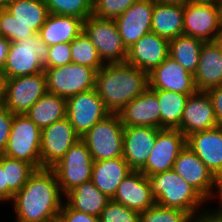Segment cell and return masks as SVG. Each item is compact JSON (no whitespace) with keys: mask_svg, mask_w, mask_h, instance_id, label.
<instances>
[{"mask_svg":"<svg viewBox=\"0 0 222 222\" xmlns=\"http://www.w3.org/2000/svg\"><path fill=\"white\" fill-rule=\"evenodd\" d=\"M211 99L215 118L219 127H222V85L206 90Z\"/></svg>","mask_w":222,"mask_h":222,"instance_id":"obj_42","label":"cell"},{"mask_svg":"<svg viewBox=\"0 0 222 222\" xmlns=\"http://www.w3.org/2000/svg\"><path fill=\"white\" fill-rule=\"evenodd\" d=\"M168 56L169 41L150 32L128 49L126 63L149 74Z\"/></svg>","mask_w":222,"mask_h":222,"instance_id":"obj_20","label":"cell"},{"mask_svg":"<svg viewBox=\"0 0 222 222\" xmlns=\"http://www.w3.org/2000/svg\"><path fill=\"white\" fill-rule=\"evenodd\" d=\"M66 99L47 92L25 114L41 130L66 118Z\"/></svg>","mask_w":222,"mask_h":222,"instance_id":"obj_30","label":"cell"},{"mask_svg":"<svg viewBox=\"0 0 222 222\" xmlns=\"http://www.w3.org/2000/svg\"><path fill=\"white\" fill-rule=\"evenodd\" d=\"M93 163L94 160L86 143L82 139H79L51 167L64 196L75 187L91 181Z\"/></svg>","mask_w":222,"mask_h":222,"instance_id":"obj_9","label":"cell"},{"mask_svg":"<svg viewBox=\"0 0 222 222\" xmlns=\"http://www.w3.org/2000/svg\"><path fill=\"white\" fill-rule=\"evenodd\" d=\"M50 14L66 15L85 20L92 16V0H44Z\"/></svg>","mask_w":222,"mask_h":222,"instance_id":"obj_35","label":"cell"},{"mask_svg":"<svg viewBox=\"0 0 222 222\" xmlns=\"http://www.w3.org/2000/svg\"><path fill=\"white\" fill-rule=\"evenodd\" d=\"M47 93L45 72L5 79L3 105L12 114L27 111Z\"/></svg>","mask_w":222,"mask_h":222,"instance_id":"obj_12","label":"cell"},{"mask_svg":"<svg viewBox=\"0 0 222 222\" xmlns=\"http://www.w3.org/2000/svg\"><path fill=\"white\" fill-rule=\"evenodd\" d=\"M65 202L74 210L91 214L96 217L102 213L108 196L95 187L92 181L83 183L65 195Z\"/></svg>","mask_w":222,"mask_h":222,"instance_id":"obj_29","label":"cell"},{"mask_svg":"<svg viewBox=\"0 0 222 222\" xmlns=\"http://www.w3.org/2000/svg\"><path fill=\"white\" fill-rule=\"evenodd\" d=\"M124 127L141 126L161 129V112L157 95L148 88L118 113Z\"/></svg>","mask_w":222,"mask_h":222,"instance_id":"obj_22","label":"cell"},{"mask_svg":"<svg viewBox=\"0 0 222 222\" xmlns=\"http://www.w3.org/2000/svg\"><path fill=\"white\" fill-rule=\"evenodd\" d=\"M49 12L44 0H16L0 8V33L10 42L39 33Z\"/></svg>","mask_w":222,"mask_h":222,"instance_id":"obj_3","label":"cell"},{"mask_svg":"<svg viewBox=\"0 0 222 222\" xmlns=\"http://www.w3.org/2000/svg\"><path fill=\"white\" fill-rule=\"evenodd\" d=\"M72 63L70 43H59L49 46L47 61L44 63V69L65 66Z\"/></svg>","mask_w":222,"mask_h":222,"instance_id":"obj_39","label":"cell"},{"mask_svg":"<svg viewBox=\"0 0 222 222\" xmlns=\"http://www.w3.org/2000/svg\"><path fill=\"white\" fill-rule=\"evenodd\" d=\"M42 130L25 114H14L10 136L3 155L41 169Z\"/></svg>","mask_w":222,"mask_h":222,"instance_id":"obj_6","label":"cell"},{"mask_svg":"<svg viewBox=\"0 0 222 222\" xmlns=\"http://www.w3.org/2000/svg\"><path fill=\"white\" fill-rule=\"evenodd\" d=\"M99 222H140V212L110 199L99 215Z\"/></svg>","mask_w":222,"mask_h":222,"instance_id":"obj_38","label":"cell"},{"mask_svg":"<svg viewBox=\"0 0 222 222\" xmlns=\"http://www.w3.org/2000/svg\"><path fill=\"white\" fill-rule=\"evenodd\" d=\"M63 197L54 171L37 169L11 200L16 215L13 222L56 220L64 203Z\"/></svg>","mask_w":222,"mask_h":222,"instance_id":"obj_1","label":"cell"},{"mask_svg":"<svg viewBox=\"0 0 222 222\" xmlns=\"http://www.w3.org/2000/svg\"><path fill=\"white\" fill-rule=\"evenodd\" d=\"M194 80L198 91L222 85V48L217 41L204 42Z\"/></svg>","mask_w":222,"mask_h":222,"instance_id":"obj_25","label":"cell"},{"mask_svg":"<svg viewBox=\"0 0 222 222\" xmlns=\"http://www.w3.org/2000/svg\"><path fill=\"white\" fill-rule=\"evenodd\" d=\"M83 22L82 18L49 13L39 35L47 46L71 43L83 31Z\"/></svg>","mask_w":222,"mask_h":222,"instance_id":"obj_27","label":"cell"},{"mask_svg":"<svg viewBox=\"0 0 222 222\" xmlns=\"http://www.w3.org/2000/svg\"><path fill=\"white\" fill-rule=\"evenodd\" d=\"M183 34L204 42L221 34V7L217 0H191L184 5Z\"/></svg>","mask_w":222,"mask_h":222,"instance_id":"obj_7","label":"cell"},{"mask_svg":"<svg viewBox=\"0 0 222 222\" xmlns=\"http://www.w3.org/2000/svg\"><path fill=\"white\" fill-rule=\"evenodd\" d=\"M66 105V118L81 138L110 114L95 88L66 99Z\"/></svg>","mask_w":222,"mask_h":222,"instance_id":"obj_13","label":"cell"},{"mask_svg":"<svg viewBox=\"0 0 222 222\" xmlns=\"http://www.w3.org/2000/svg\"><path fill=\"white\" fill-rule=\"evenodd\" d=\"M0 164L4 168L5 184L14 194L25 185L36 170L27 162L12 159L3 154H0Z\"/></svg>","mask_w":222,"mask_h":222,"instance_id":"obj_33","label":"cell"},{"mask_svg":"<svg viewBox=\"0 0 222 222\" xmlns=\"http://www.w3.org/2000/svg\"><path fill=\"white\" fill-rule=\"evenodd\" d=\"M204 41L192 36L179 35L169 41V56L177 61L187 72H196Z\"/></svg>","mask_w":222,"mask_h":222,"instance_id":"obj_31","label":"cell"},{"mask_svg":"<svg viewBox=\"0 0 222 222\" xmlns=\"http://www.w3.org/2000/svg\"><path fill=\"white\" fill-rule=\"evenodd\" d=\"M149 88L187 95H192L198 91L194 75L187 72L170 56L149 73Z\"/></svg>","mask_w":222,"mask_h":222,"instance_id":"obj_18","label":"cell"},{"mask_svg":"<svg viewBox=\"0 0 222 222\" xmlns=\"http://www.w3.org/2000/svg\"><path fill=\"white\" fill-rule=\"evenodd\" d=\"M190 215L184 210L154 204L140 212V222H189Z\"/></svg>","mask_w":222,"mask_h":222,"instance_id":"obj_36","label":"cell"},{"mask_svg":"<svg viewBox=\"0 0 222 222\" xmlns=\"http://www.w3.org/2000/svg\"><path fill=\"white\" fill-rule=\"evenodd\" d=\"M14 193L5 184L4 168L0 164V202H9L13 199Z\"/></svg>","mask_w":222,"mask_h":222,"instance_id":"obj_44","label":"cell"},{"mask_svg":"<svg viewBox=\"0 0 222 222\" xmlns=\"http://www.w3.org/2000/svg\"><path fill=\"white\" fill-rule=\"evenodd\" d=\"M137 0H92V16L115 20Z\"/></svg>","mask_w":222,"mask_h":222,"instance_id":"obj_37","label":"cell"},{"mask_svg":"<svg viewBox=\"0 0 222 222\" xmlns=\"http://www.w3.org/2000/svg\"><path fill=\"white\" fill-rule=\"evenodd\" d=\"M83 31L90 38L104 64L126 62L128 50L114 20L89 16L83 22Z\"/></svg>","mask_w":222,"mask_h":222,"instance_id":"obj_10","label":"cell"},{"mask_svg":"<svg viewBox=\"0 0 222 222\" xmlns=\"http://www.w3.org/2000/svg\"><path fill=\"white\" fill-rule=\"evenodd\" d=\"M72 63L99 71L105 64L100 59L90 38L82 31L71 43Z\"/></svg>","mask_w":222,"mask_h":222,"instance_id":"obj_34","label":"cell"},{"mask_svg":"<svg viewBox=\"0 0 222 222\" xmlns=\"http://www.w3.org/2000/svg\"><path fill=\"white\" fill-rule=\"evenodd\" d=\"M16 0H0V8H5L10 3H13Z\"/></svg>","mask_w":222,"mask_h":222,"instance_id":"obj_49","label":"cell"},{"mask_svg":"<svg viewBox=\"0 0 222 222\" xmlns=\"http://www.w3.org/2000/svg\"><path fill=\"white\" fill-rule=\"evenodd\" d=\"M112 200L137 212L146 211L155 204L149 178L134 170L118 185Z\"/></svg>","mask_w":222,"mask_h":222,"instance_id":"obj_23","label":"cell"},{"mask_svg":"<svg viewBox=\"0 0 222 222\" xmlns=\"http://www.w3.org/2000/svg\"><path fill=\"white\" fill-rule=\"evenodd\" d=\"M148 178L156 204L184 210L190 216L206 209L202 207L207 201L173 169Z\"/></svg>","mask_w":222,"mask_h":222,"instance_id":"obj_4","label":"cell"},{"mask_svg":"<svg viewBox=\"0 0 222 222\" xmlns=\"http://www.w3.org/2000/svg\"><path fill=\"white\" fill-rule=\"evenodd\" d=\"M189 222H222V209L207 208L190 216Z\"/></svg>","mask_w":222,"mask_h":222,"instance_id":"obj_43","label":"cell"},{"mask_svg":"<svg viewBox=\"0 0 222 222\" xmlns=\"http://www.w3.org/2000/svg\"><path fill=\"white\" fill-rule=\"evenodd\" d=\"M51 222H60L58 219L54 220V221H51Z\"/></svg>","mask_w":222,"mask_h":222,"instance_id":"obj_52","label":"cell"},{"mask_svg":"<svg viewBox=\"0 0 222 222\" xmlns=\"http://www.w3.org/2000/svg\"><path fill=\"white\" fill-rule=\"evenodd\" d=\"M184 5L155 2L151 30L168 41L183 34Z\"/></svg>","mask_w":222,"mask_h":222,"instance_id":"obj_28","label":"cell"},{"mask_svg":"<svg viewBox=\"0 0 222 222\" xmlns=\"http://www.w3.org/2000/svg\"><path fill=\"white\" fill-rule=\"evenodd\" d=\"M186 145L217 180L222 176V127L191 134L186 138Z\"/></svg>","mask_w":222,"mask_h":222,"instance_id":"obj_24","label":"cell"},{"mask_svg":"<svg viewBox=\"0 0 222 222\" xmlns=\"http://www.w3.org/2000/svg\"><path fill=\"white\" fill-rule=\"evenodd\" d=\"M152 91L160 105L161 129H178L189 95L166 90Z\"/></svg>","mask_w":222,"mask_h":222,"instance_id":"obj_32","label":"cell"},{"mask_svg":"<svg viewBox=\"0 0 222 222\" xmlns=\"http://www.w3.org/2000/svg\"><path fill=\"white\" fill-rule=\"evenodd\" d=\"M218 197L219 199V205L217 208L222 209V176L218 179V192L216 195V198Z\"/></svg>","mask_w":222,"mask_h":222,"instance_id":"obj_47","label":"cell"},{"mask_svg":"<svg viewBox=\"0 0 222 222\" xmlns=\"http://www.w3.org/2000/svg\"><path fill=\"white\" fill-rule=\"evenodd\" d=\"M160 130L154 127H124L122 157L132 170L139 171L146 164Z\"/></svg>","mask_w":222,"mask_h":222,"instance_id":"obj_21","label":"cell"},{"mask_svg":"<svg viewBox=\"0 0 222 222\" xmlns=\"http://www.w3.org/2000/svg\"><path fill=\"white\" fill-rule=\"evenodd\" d=\"M4 90H5V76L0 70V105L4 101Z\"/></svg>","mask_w":222,"mask_h":222,"instance_id":"obj_46","label":"cell"},{"mask_svg":"<svg viewBox=\"0 0 222 222\" xmlns=\"http://www.w3.org/2000/svg\"><path fill=\"white\" fill-rule=\"evenodd\" d=\"M14 114L0 105V154H3L10 136Z\"/></svg>","mask_w":222,"mask_h":222,"instance_id":"obj_41","label":"cell"},{"mask_svg":"<svg viewBox=\"0 0 222 222\" xmlns=\"http://www.w3.org/2000/svg\"><path fill=\"white\" fill-rule=\"evenodd\" d=\"M148 88L149 74L126 62L105 64L96 74V92L110 113H119Z\"/></svg>","mask_w":222,"mask_h":222,"instance_id":"obj_2","label":"cell"},{"mask_svg":"<svg viewBox=\"0 0 222 222\" xmlns=\"http://www.w3.org/2000/svg\"><path fill=\"white\" fill-rule=\"evenodd\" d=\"M81 137L67 118L42 129L41 168H51Z\"/></svg>","mask_w":222,"mask_h":222,"instance_id":"obj_16","label":"cell"},{"mask_svg":"<svg viewBox=\"0 0 222 222\" xmlns=\"http://www.w3.org/2000/svg\"><path fill=\"white\" fill-rule=\"evenodd\" d=\"M46 75L47 92L68 99L81 92L95 88L97 71L79 64L48 68Z\"/></svg>","mask_w":222,"mask_h":222,"instance_id":"obj_11","label":"cell"},{"mask_svg":"<svg viewBox=\"0 0 222 222\" xmlns=\"http://www.w3.org/2000/svg\"><path fill=\"white\" fill-rule=\"evenodd\" d=\"M173 170L191 185L207 202L216 197L218 180L187 145L175 160Z\"/></svg>","mask_w":222,"mask_h":222,"instance_id":"obj_14","label":"cell"},{"mask_svg":"<svg viewBox=\"0 0 222 222\" xmlns=\"http://www.w3.org/2000/svg\"><path fill=\"white\" fill-rule=\"evenodd\" d=\"M57 219L60 222H99V217L74 210L65 202Z\"/></svg>","mask_w":222,"mask_h":222,"instance_id":"obj_40","label":"cell"},{"mask_svg":"<svg viewBox=\"0 0 222 222\" xmlns=\"http://www.w3.org/2000/svg\"><path fill=\"white\" fill-rule=\"evenodd\" d=\"M155 2V0H137L114 20L127 50L142 36L152 32L151 20Z\"/></svg>","mask_w":222,"mask_h":222,"instance_id":"obj_17","label":"cell"},{"mask_svg":"<svg viewBox=\"0 0 222 222\" xmlns=\"http://www.w3.org/2000/svg\"><path fill=\"white\" fill-rule=\"evenodd\" d=\"M218 127L210 97L206 91L189 95L181 124L178 128L187 138L189 135Z\"/></svg>","mask_w":222,"mask_h":222,"instance_id":"obj_19","label":"cell"},{"mask_svg":"<svg viewBox=\"0 0 222 222\" xmlns=\"http://www.w3.org/2000/svg\"><path fill=\"white\" fill-rule=\"evenodd\" d=\"M133 171L123 157L94 161L91 181L102 193L112 199L122 180Z\"/></svg>","mask_w":222,"mask_h":222,"instance_id":"obj_26","label":"cell"},{"mask_svg":"<svg viewBox=\"0 0 222 222\" xmlns=\"http://www.w3.org/2000/svg\"><path fill=\"white\" fill-rule=\"evenodd\" d=\"M220 7H221V32H222V0L219 1Z\"/></svg>","mask_w":222,"mask_h":222,"instance_id":"obj_51","label":"cell"},{"mask_svg":"<svg viewBox=\"0 0 222 222\" xmlns=\"http://www.w3.org/2000/svg\"><path fill=\"white\" fill-rule=\"evenodd\" d=\"M156 2H162V3H176V4H183L185 5L191 0H155Z\"/></svg>","mask_w":222,"mask_h":222,"instance_id":"obj_48","label":"cell"},{"mask_svg":"<svg viewBox=\"0 0 222 222\" xmlns=\"http://www.w3.org/2000/svg\"><path fill=\"white\" fill-rule=\"evenodd\" d=\"M217 42L220 44V46L222 48V32H221L219 38L217 39Z\"/></svg>","mask_w":222,"mask_h":222,"instance_id":"obj_50","label":"cell"},{"mask_svg":"<svg viewBox=\"0 0 222 222\" xmlns=\"http://www.w3.org/2000/svg\"><path fill=\"white\" fill-rule=\"evenodd\" d=\"M9 45H10V41L4 38L3 36H1L0 37V70H2L5 65Z\"/></svg>","mask_w":222,"mask_h":222,"instance_id":"obj_45","label":"cell"},{"mask_svg":"<svg viewBox=\"0 0 222 222\" xmlns=\"http://www.w3.org/2000/svg\"><path fill=\"white\" fill-rule=\"evenodd\" d=\"M49 46L34 33L23 41L10 42L5 65L1 72L5 79L34 75L44 71Z\"/></svg>","mask_w":222,"mask_h":222,"instance_id":"obj_5","label":"cell"},{"mask_svg":"<svg viewBox=\"0 0 222 222\" xmlns=\"http://www.w3.org/2000/svg\"><path fill=\"white\" fill-rule=\"evenodd\" d=\"M123 131L118 113H110L98 121L81 139L94 161L123 156Z\"/></svg>","mask_w":222,"mask_h":222,"instance_id":"obj_8","label":"cell"},{"mask_svg":"<svg viewBox=\"0 0 222 222\" xmlns=\"http://www.w3.org/2000/svg\"><path fill=\"white\" fill-rule=\"evenodd\" d=\"M186 146V137L179 129H161L157 133L146 164L139 170L146 177L173 169L179 153Z\"/></svg>","mask_w":222,"mask_h":222,"instance_id":"obj_15","label":"cell"}]
</instances>
